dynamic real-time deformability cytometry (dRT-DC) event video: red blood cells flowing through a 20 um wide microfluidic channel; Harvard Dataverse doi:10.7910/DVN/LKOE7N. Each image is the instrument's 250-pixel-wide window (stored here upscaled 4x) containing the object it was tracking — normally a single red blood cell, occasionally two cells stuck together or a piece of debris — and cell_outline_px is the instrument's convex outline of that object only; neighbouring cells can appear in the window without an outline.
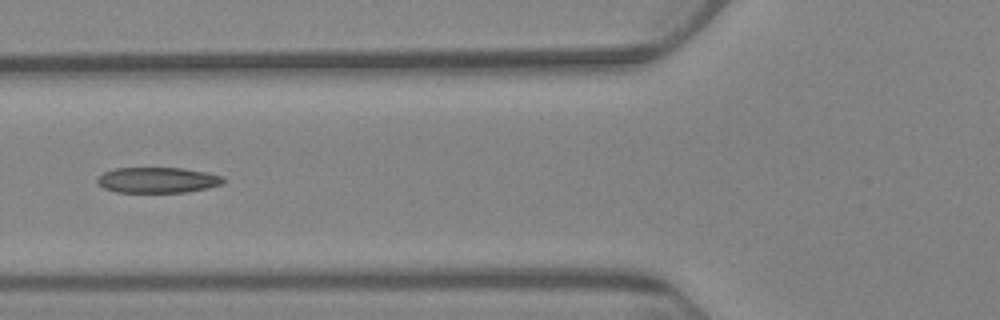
{"species": "Egyptian fruit bat (a non-hibernating species)", "species_latin": "Rousettus aegyptiacus", "temperature_condition": "warm", "stored_images_in_passage": 10, "camera_frame_rate_fps": 3000, "um_per_image_px": 0.085, "animal": {"sex": "female"}, "frame": {"image": 1, "passage_image": 7, "time_ms": 8.0, "image_size_px": [1000, 320], "cell_outline_px": [[224, 184], [208, 188], [184, 192], [116, 192], [104, 188], [96, 184], [96, 180], [104, 172], [116, 168], [184, 168], [208, 172], [224, 176]], "centroid_in_image_um": [13.42, 15.3], "position_along_channel_um": 112.4, "area_um2": 18.96}}
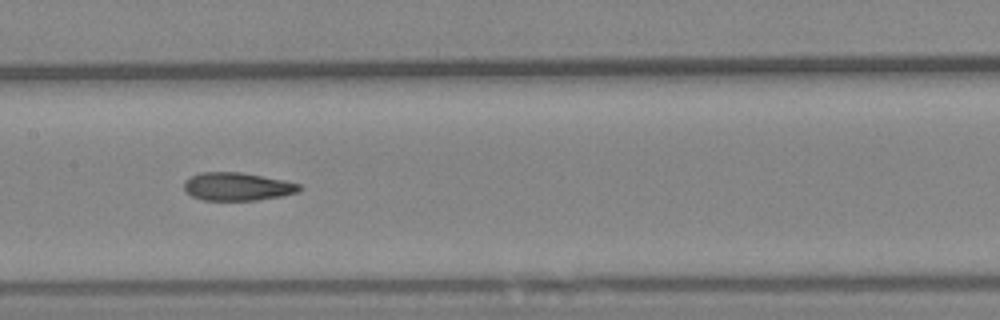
{"frame": {"image": 2, "passage_image": 9, "time_ms": 10.333, "image_size_px": [1000, 320], "cell_outline_px": [[304, 188], [296, 192], [280, 196], [256, 200], [204, 200], [192, 196], [184, 188], [184, 180], [200, 172], [240, 172], [284, 180], [300, 184]], "centroid_in_image_um": [20.17, 15.85], "position_along_channel_um": 187.2, "area_um2": 18.73}}